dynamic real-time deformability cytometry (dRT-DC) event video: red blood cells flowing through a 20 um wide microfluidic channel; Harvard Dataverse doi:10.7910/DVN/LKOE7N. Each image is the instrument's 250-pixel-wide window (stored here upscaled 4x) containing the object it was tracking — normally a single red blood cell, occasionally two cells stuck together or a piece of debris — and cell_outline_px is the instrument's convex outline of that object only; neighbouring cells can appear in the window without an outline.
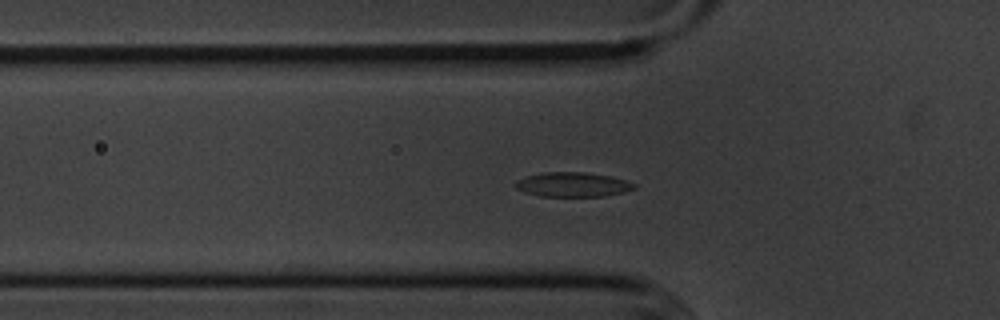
{"species": "common noctule bat (a hibernating species)", "species_latin": "Nyctalus noctula", "temperature_condition": "cold", "stored_images_in_passage": 50, "camera_frame_rate_fps": 3000, "um_per_image_px": 0.085, "animal": {"sex": "male", "body_mass_g": 20.1, "forearm_length_mm": 53.5}, "frame": {"image": 1, "passage_image": 13, "time_ms": 4.0, "image_size_px": [1000, 320], "cell_outline_px": [[636, 188], [624, 192], [604, 196], [540, 196], [524, 192], [516, 188], [512, 184], [516, 180], [524, 176], [540, 172], [588, 172], [612, 176], [636, 184]], "centroid_in_image_um": [48.64, 15.67], "position_along_channel_um": 77.2, "area_um2": 17.22}}
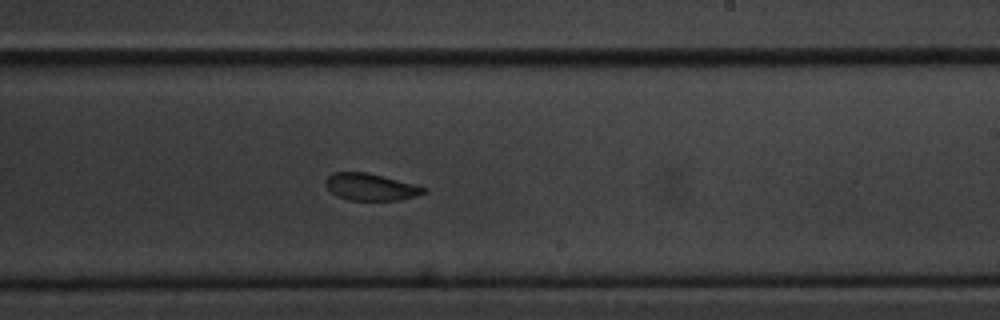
{"frame": {"image": 2, "passage_image": 28, "time_ms": 9.0, "image_size_px": [1000, 320], "cell_outline_px": [[428, 192], [416, 196], [400, 200], [348, 200], [336, 196], [324, 184], [324, 180], [332, 172], [368, 172], [420, 184], [428, 188]], "centroid_in_image_um": [31.57, 15.88], "position_along_channel_um": 257.4, "area_um2": 15.95}}
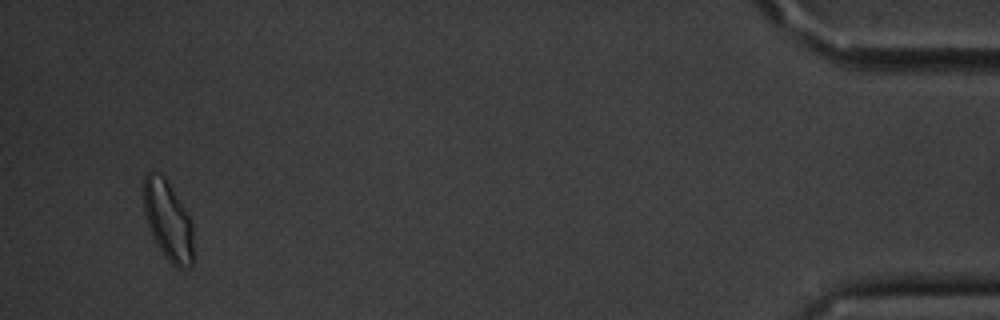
{"frame": {"image": 3, "passage_image": 48, "time_ms": 15.667, "image_size_px": [1000, 320], "cell_outline_px": [[192, 268], [176, 268], [164, 256], [156, 244], [152, 236], [144, 212], [140, 188], [144, 176], [148, 172], [152, 172], [164, 176], [184, 208], [192, 224]], "centroid_in_image_um": [14.23, 18.74], "position_along_channel_um": 421.0, "area_um2": 23.24}, "authors_computed_cell_mechanics": {"area_um2": 17.1666, "velocity_mm_per_s": 3.6012, "shape_relaxation_time_tau1_ms": 3.5493, "shape_relaxation_time_tau2_ms": 3.5999, "deformation_change_tau1": 0.1047, "deformation_change_tau2": 0.0787}}